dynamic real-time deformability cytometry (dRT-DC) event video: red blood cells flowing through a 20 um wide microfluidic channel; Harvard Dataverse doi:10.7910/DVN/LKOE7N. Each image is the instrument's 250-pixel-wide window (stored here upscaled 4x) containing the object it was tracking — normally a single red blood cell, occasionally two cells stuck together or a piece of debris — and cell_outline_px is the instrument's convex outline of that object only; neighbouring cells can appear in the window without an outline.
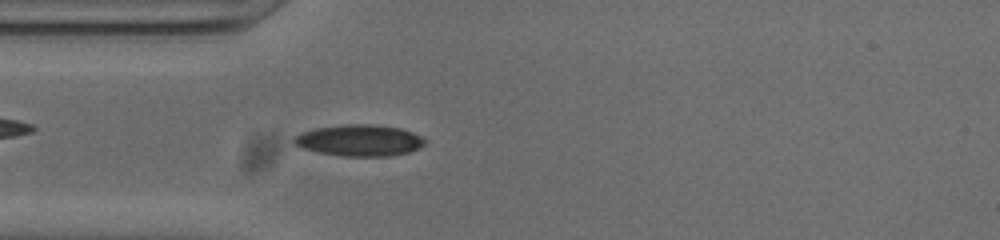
{"species": "common noctule bat (a hibernating species)", "species_latin": "Nyctalus noctula", "temperature_condition": "cold", "stored_images_in_passage": 52, "camera_frame_rate_fps": 3000, "um_per_image_px": 0.085, "animal": {"sex": "male", "body_mass_g": 20.0, "forearm_length_mm": 53.3}, "frame": {"image": 1, "passage_image": 13, "time_ms": 4.0, "image_size_px": [1000, 240], "cell_outline_px": [[428, 140], [424, 144], [408, 152], [388, 156], [340, 156], [300, 148], [292, 144], [292, 136], [300, 132], [316, 128], [348, 124], [368, 124], [400, 128], [412, 132]], "centroid_in_image_um": [30.48, 11.93], "position_along_channel_um": 54.5, "area_um2": 23.99}}
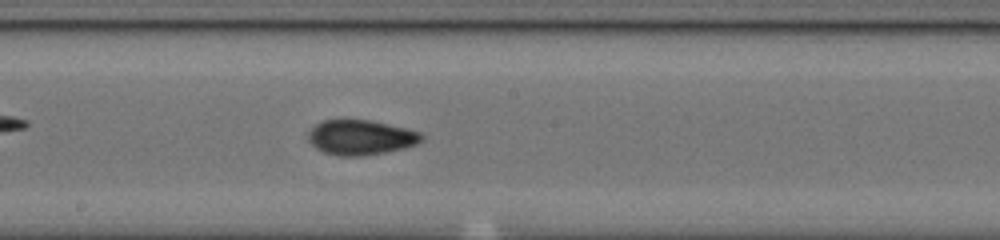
{"frame": {"image": 2, "passage_image": 26, "time_ms": 8.333, "image_size_px": [1000, 240], "cell_outline_px": [[424, 140], [416, 144], [404, 148], [384, 152], [360, 156], [340, 156], [324, 152], [316, 148], [308, 140], [308, 132], [320, 120], [372, 120], [408, 128], [420, 132], [424, 136]], "centroid_in_image_um": [30.68, 11.67], "position_along_channel_um": 217.5, "area_um2": 23.18}}
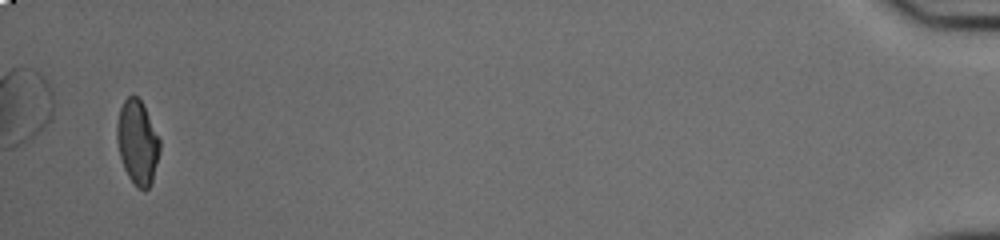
{"frame": {"image": 3, "passage_image": 50, "time_ms": 16.333, "image_size_px": [1000, 240], "cell_outline_px": [[160, 152], [152, 180], [148, 188], [144, 192], [136, 188], [128, 176], [124, 168], [120, 156], [116, 140], [116, 124], [120, 108], [124, 100], [128, 96], [136, 96], [140, 100], [160, 140]], "centroid_in_image_um": [11.66, 12.14], "position_along_channel_um": 423.5, "area_um2": 20.92}, "authors_computed_cell_mechanics": {"area_um2": 22.0507, "velocity_mm_per_s": 3.8021, "shape_relaxation_time_tau1_ms": 10.0085, "shape_relaxation_time_tau2_ms": 1.9735, "deformation_change_tau1": 0.2242, "deformation_change_tau2": 0.0704}}